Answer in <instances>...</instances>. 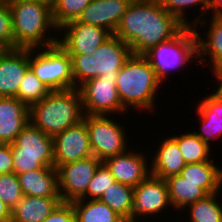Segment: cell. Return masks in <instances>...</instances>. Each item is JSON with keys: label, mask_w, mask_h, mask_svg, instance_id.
<instances>
[{"label": "cell", "mask_w": 222, "mask_h": 222, "mask_svg": "<svg viewBox=\"0 0 222 222\" xmlns=\"http://www.w3.org/2000/svg\"><path fill=\"white\" fill-rule=\"evenodd\" d=\"M184 28L160 0H132L113 35L128 44L132 54L144 55L176 37Z\"/></svg>", "instance_id": "cell-1"}, {"label": "cell", "mask_w": 222, "mask_h": 222, "mask_svg": "<svg viewBox=\"0 0 222 222\" xmlns=\"http://www.w3.org/2000/svg\"><path fill=\"white\" fill-rule=\"evenodd\" d=\"M8 5L12 15L14 48H43L58 44L59 35L55 33L59 29L53 21L51 0L18 1Z\"/></svg>", "instance_id": "cell-2"}, {"label": "cell", "mask_w": 222, "mask_h": 222, "mask_svg": "<svg viewBox=\"0 0 222 222\" xmlns=\"http://www.w3.org/2000/svg\"><path fill=\"white\" fill-rule=\"evenodd\" d=\"M165 85L144 55L131 54L117 73L116 87L122 106L151 114L156 110L158 89ZM157 95V96H156Z\"/></svg>", "instance_id": "cell-3"}, {"label": "cell", "mask_w": 222, "mask_h": 222, "mask_svg": "<svg viewBox=\"0 0 222 222\" xmlns=\"http://www.w3.org/2000/svg\"><path fill=\"white\" fill-rule=\"evenodd\" d=\"M81 95L78 88L51 91L45 98L30 106V123L54 137L84 118Z\"/></svg>", "instance_id": "cell-4"}, {"label": "cell", "mask_w": 222, "mask_h": 222, "mask_svg": "<svg viewBox=\"0 0 222 222\" xmlns=\"http://www.w3.org/2000/svg\"><path fill=\"white\" fill-rule=\"evenodd\" d=\"M132 54L128 44L114 35L110 36L92 55L69 54L75 88L85 81L106 76H117L125 61Z\"/></svg>", "instance_id": "cell-5"}, {"label": "cell", "mask_w": 222, "mask_h": 222, "mask_svg": "<svg viewBox=\"0 0 222 222\" xmlns=\"http://www.w3.org/2000/svg\"><path fill=\"white\" fill-rule=\"evenodd\" d=\"M144 56L155 70L157 77L165 83L168 76L175 71L180 72L194 61L197 62V40L193 27H185L176 37L160 43Z\"/></svg>", "instance_id": "cell-6"}, {"label": "cell", "mask_w": 222, "mask_h": 222, "mask_svg": "<svg viewBox=\"0 0 222 222\" xmlns=\"http://www.w3.org/2000/svg\"><path fill=\"white\" fill-rule=\"evenodd\" d=\"M29 68L50 91L75 88L71 56L59 44L29 49Z\"/></svg>", "instance_id": "cell-7"}, {"label": "cell", "mask_w": 222, "mask_h": 222, "mask_svg": "<svg viewBox=\"0 0 222 222\" xmlns=\"http://www.w3.org/2000/svg\"><path fill=\"white\" fill-rule=\"evenodd\" d=\"M10 145L14 173L17 175L43 167H54L53 137L30 122Z\"/></svg>", "instance_id": "cell-8"}, {"label": "cell", "mask_w": 222, "mask_h": 222, "mask_svg": "<svg viewBox=\"0 0 222 222\" xmlns=\"http://www.w3.org/2000/svg\"><path fill=\"white\" fill-rule=\"evenodd\" d=\"M111 116L84 115L83 118L88 129L93 155L102 162L130 148L126 132L128 130Z\"/></svg>", "instance_id": "cell-9"}, {"label": "cell", "mask_w": 222, "mask_h": 222, "mask_svg": "<svg viewBox=\"0 0 222 222\" xmlns=\"http://www.w3.org/2000/svg\"><path fill=\"white\" fill-rule=\"evenodd\" d=\"M117 76L92 78L78 87L85 115H126L116 87ZM124 112V113H123Z\"/></svg>", "instance_id": "cell-10"}, {"label": "cell", "mask_w": 222, "mask_h": 222, "mask_svg": "<svg viewBox=\"0 0 222 222\" xmlns=\"http://www.w3.org/2000/svg\"><path fill=\"white\" fill-rule=\"evenodd\" d=\"M168 207L172 206L169 200L166 180L150 174L139 185L134 187L131 208L132 219L143 220L145 218L148 221L147 219L165 212L166 209H169Z\"/></svg>", "instance_id": "cell-11"}, {"label": "cell", "mask_w": 222, "mask_h": 222, "mask_svg": "<svg viewBox=\"0 0 222 222\" xmlns=\"http://www.w3.org/2000/svg\"><path fill=\"white\" fill-rule=\"evenodd\" d=\"M102 163L94 155L58 166V189L62 202H69L81 199L92 180L96 169Z\"/></svg>", "instance_id": "cell-12"}, {"label": "cell", "mask_w": 222, "mask_h": 222, "mask_svg": "<svg viewBox=\"0 0 222 222\" xmlns=\"http://www.w3.org/2000/svg\"><path fill=\"white\" fill-rule=\"evenodd\" d=\"M56 33L58 44L68 54L92 55L112 34L99 26L79 22H69ZM63 33H61V32ZM63 36V37H62Z\"/></svg>", "instance_id": "cell-13"}, {"label": "cell", "mask_w": 222, "mask_h": 222, "mask_svg": "<svg viewBox=\"0 0 222 222\" xmlns=\"http://www.w3.org/2000/svg\"><path fill=\"white\" fill-rule=\"evenodd\" d=\"M54 167L85 159L93 155L86 123L68 127L53 137Z\"/></svg>", "instance_id": "cell-14"}, {"label": "cell", "mask_w": 222, "mask_h": 222, "mask_svg": "<svg viewBox=\"0 0 222 222\" xmlns=\"http://www.w3.org/2000/svg\"><path fill=\"white\" fill-rule=\"evenodd\" d=\"M141 151H132L129 148L115 156L108 157L103 161L110 170L116 182L135 187L151 174L149 157Z\"/></svg>", "instance_id": "cell-15"}, {"label": "cell", "mask_w": 222, "mask_h": 222, "mask_svg": "<svg viewBox=\"0 0 222 222\" xmlns=\"http://www.w3.org/2000/svg\"><path fill=\"white\" fill-rule=\"evenodd\" d=\"M203 26L204 28L205 26L210 27L205 28V30L208 29L204 32L206 34L200 32V29H198L203 28ZM193 29L197 40V64L199 63L200 67L201 65L203 67L208 64L213 73L218 67L222 66V18H215L213 16L206 17L195 24ZM202 35L204 37H202ZM207 57L210 58L209 61L206 59Z\"/></svg>", "instance_id": "cell-16"}, {"label": "cell", "mask_w": 222, "mask_h": 222, "mask_svg": "<svg viewBox=\"0 0 222 222\" xmlns=\"http://www.w3.org/2000/svg\"><path fill=\"white\" fill-rule=\"evenodd\" d=\"M29 69V49H4L0 53V97H16Z\"/></svg>", "instance_id": "cell-17"}, {"label": "cell", "mask_w": 222, "mask_h": 222, "mask_svg": "<svg viewBox=\"0 0 222 222\" xmlns=\"http://www.w3.org/2000/svg\"><path fill=\"white\" fill-rule=\"evenodd\" d=\"M131 2L132 0H92L78 21L102 27L113 35Z\"/></svg>", "instance_id": "cell-18"}, {"label": "cell", "mask_w": 222, "mask_h": 222, "mask_svg": "<svg viewBox=\"0 0 222 222\" xmlns=\"http://www.w3.org/2000/svg\"><path fill=\"white\" fill-rule=\"evenodd\" d=\"M30 107L16 97H0V143L11 144L29 121Z\"/></svg>", "instance_id": "cell-19"}, {"label": "cell", "mask_w": 222, "mask_h": 222, "mask_svg": "<svg viewBox=\"0 0 222 222\" xmlns=\"http://www.w3.org/2000/svg\"><path fill=\"white\" fill-rule=\"evenodd\" d=\"M196 116L202 122L199 131H193L203 142L212 146L210 142L222 137V95L215 91L208 94L202 100L199 99Z\"/></svg>", "instance_id": "cell-20"}, {"label": "cell", "mask_w": 222, "mask_h": 222, "mask_svg": "<svg viewBox=\"0 0 222 222\" xmlns=\"http://www.w3.org/2000/svg\"><path fill=\"white\" fill-rule=\"evenodd\" d=\"M150 161L151 174L162 179L179 175L186 165L177 142L172 137L160 141Z\"/></svg>", "instance_id": "cell-21"}, {"label": "cell", "mask_w": 222, "mask_h": 222, "mask_svg": "<svg viewBox=\"0 0 222 222\" xmlns=\"http://www.w3.org/2000/svg\"><path fill=\"white\" fill-rule=\"evenodd\" d=\"M17 176L25 196L60 197L55 167H43Z\"/></svg>", "instance_id": "cell-22"}, {"label": "cell", "mask_w": 222, "mask_h": 222, "mask_svg": "<svg viewBox=\"0 0 222 222\" xmlns=\"http://www.w3.org/2000/svg\"><path fill=\"white\" fill-rule=\"evenodd\" d=\"M61 202L60 197L24 195L11 211V222H43Z\"/></svg>", "instance_id": "cell-23"}, {"label": "cell", "mask_w": 222, "mask_h": 222, "mask_svg": "<svg viewBox=\"0 0 222 222\" xmlns=\"http://www.w3.org/2000/svg\"><path fill=\"white\" fill-rule=\"evenodd\" d=\"M165 180L173 211L178 209L177 211L182 212L187 205L195 203L208 195L202 188V182L187 181L180 174Z\"/></svg>", "instance_id": "cell-24"}, {"label": "cell", "mask_w": 222, "mask_h": 222, "mask_svg": "<svg viewBox=\"0 0 222 222\" xmlns=\"http://www.w3.org/2000/svg\"><path fill=\"white\" fill-rule=\"evenodd\" d=\"M215 160L188 163L180 175L187 181L202 182V188L212 194L222 190V168L214 162Z\"/></svg>", "instance_id": "cell-25"}, {"label": "cell", "mask_w": 222, "mask_h": 222, "mask_svg": "<svg viewBox=\"0 0 222 222\" xmlns=\"http://www.w3.org/2000/svg\"><path fill=\"white\" fill-rule=\"evenodd\" d=\"M76 222H121L123 218L100 200L78 199L71 202Z\"/></svg>", "instance_id": "cell-26"}, {"label": "cell", "mask_w": 222, "mask_h": 222, "mask_svg": "<svg viewBox=\"0 0 222 222\" xmlns=\"http://www.w3.org/2000/svg\"><path fill=\"white\" fill-rule=\"evenodd\" d=\"M171 137L177 142L186 164L212 160L211 146L203 142L193 131Z\"/></svg>", "instance_id": "cell-27"}, {"label": "cell", "mask_w": 222, "mask_h": 222, "mask_svg": "<svg viewBox=\"0 0 222 222\" xmlns=\"http://www.w3.org/2000/svg\"><path fill=\"white\" fill-rule=\"evenodd\" d=\"M134 197V188L120 182L113 183L104 191L100 201L123 219L131 218V208Z\"/></svg>", "instance_id": "cell-28"}, {"label": "cell", "mask_w": 222, "mask_h": 222, "mask_svg": "<svg viewBox=\"0 0 222 222\" xmlns=\"http://www.w3.org/2000/svg\"><path fill=\"white\" fill-rule=\"evenodd\" d=\"M221 193L208 194L195 203L187 205L183 210H188L189 213L185 215H188L189 222H222V202L219 203L217 200L222 196Z\"/></svg>", "instance_id": "cell-29"}, {"label": "cell", "mask_w": 222, "mask_h": 222, "mask_svg": "<svg viewBox=\"0 0 222 222\" xmlns=\"http://www.w3.org/2000/svg\"><path fill=\"white\" fill-rule=\"evenodd\" d=\"M163 8L175 16L185 27H194L195 24L200 22L202 19H205L207 15L209 16V8L211 5V0H160ZM201 4V5H200ZM197 6V7H196ZM200 6V13L197 15L196 19L191 20L187 19L186 11L190 9H198ZM195 7V8H194ZM190 8V9H189ZM206 15V16H205Z\"/></svg>", "instance_id": "cell-30"}, {"label": "cell", "mask_w": 222, "mask_h": 222, "mask_svg": "<svg viewBox=\"0 0 222 222\" xmlns=\"http://www.w3.org/2000/svg\"><path fill=\"white\" fill-rule=\"evenodd\" d=\"M92 0H51L52 17L60 29L65 24L78 20L83 10Z\"/></svg>", "instance_id": "cell-31"}, {"label": "cell", "mask_w": 222, "mask_h": 222, "mask_svg": "<svg viewBox=\"0 0 222 222\" xmlns=\"http://www.w3.org/2000/svg\"><path fill=\"white\" fill-rule=\"evenodd\" d=\"M50 92L49 88L29 68L20 83L16 98L30 107L45 98Z\"/></svg>", "instance_id": "cell-32"}, {"label": "cell", "mask_w": 222, "mask_h": 222, "mask_svg": "<svg viewBox=\"0 0 222 222\" xmlns=\"http://www.w3.org/2000/svg\"><path fill=\"white\" fill-rule=\"evenodd\" d=\"M23 196L16 173L0 174V198L11 211Z\"/></svg>", "instance_id": "cell-33"}, {"label": "cell", "mask_w": 222, "mask_h": 222, "mask_svg": "<svg viewBox=\"0 0 222 222\" xmlns=\"http://www.w3.org/2000/svg\"><path fill=\"white\" fill-rule=\"evenodd\" d=\"M116 180L110 170L102 162L88 184L85 195L81 199L99 200L104 193Z\"/></svg>", "instance_id": "cell-34"}, {"label": "cell", "mask_w": 222, "mask_h": 222, "mask_svg": "<svg viewBox=\"0 0 222 222\" xmlns=\"http://www.w3.org/2000/svg\"><path fill=\"white\" fill-rule=\"evenodd\" d=\"M0 45L4 49H14L12 15L5 0H0Z\"/></svg>", "instance_id": "cell-35"}, {"label": "cell", "mask_w": 222, "mask_h": 222, "mask_svg": "<svg viewBox=\"0 0 222 222\" xmlns=\"http://www.w3.org/2000/svg\"><path fill=\"white\" fill-rule=\"evenodd\" d=\"M43 222H76L74 207L69 202H61Z\"/></svg>", "instance_id": "cell-36"}, {"label": "cell", "mask_w": 222, "mask_h": 222, "mask_svg": "<svg viewBox=\"0 0 222 222\" xmlns=\"http://www.w3.org/2000/svg\"><path fill=\"white\" fill-rule=\"evenodd\" d=\"M13 172L14 167L11 145L0 143V174Z\"/></svg>", "instance_id": "cell-37"}, {"label": "cell", "mask_w": 222, "mask_h": 222, "mask_svg": "<svg viewBox=\"0 0 222 222\" xmlns=\"http://www.w3.org/2000/svg\"><path fill=\"white\" fill-rule=\"evenodd\" d=\"M209 13L215 18H222V0H211Z\"/></svg>", "instance_id": "cell-38"}, {"label": "cell", "mask_w": 222, "mask_h": 222, "mask_svg": "<svg viewBox=\"0 0 222 222\" xmlns=\"http://www.w3.org/2000/svg\"><path fill=\"white\" fill-rule=\"evenodd\" d=\"M0 222H11V210L0 198Z\"/></svg>", "instance_id": "cell-39"}, {"label": "cell", "mask_w": 222, "mask_h": 222, "mask_svg": "<svg viewBox=\"0 0 222 222\" xmlns=\"http://www.w3.org/2000/svg\"><path fill=\"white\" fill-rule=\"evenodd\" d=\"M216 79V83L219 85H217L218 88L214 89V91L219 94L222 95V66L218 67L212 74Z\"/></svg>", "instance_id": "cell-40"}, {"label": "cell", "mask_w": 222, "mask_h": 222, "mask_svg": "<svg viewBox=\"0 0 222 222\" xmlns=\"http://www.w3.org/2000/svg\"><path fill=\"white\" fill-rule=\"evenodd\" d=\"M121 222H145V220L129 218V219H123Z\"/></svg>", "instance_id": "cell-41"}, {"label": "cell", "mask_w": 222, "mask_h": 222, "mask_svg": "<svg viewBox=\"0 0 222 222\" xmlns=\"http://www.w3.org/2000/svg\"><path fill=\"white\" fill-rule=\"evenodd\" d=\"M5 1L8 2V3H11V2L27 1V0H5Z\"/></svg>", "instance_id": "cell-42"}, {"label": "cell", "mask_w": 222, "mask_h": 222, "mask_svg": "<svg viewBox=\"0 0 222 222\" xmlns=\"http://www.w3.org/2000/svg\"><path fill=\"white\" fill-rule=\"evenodd\" d=\"M4 50V48L0 45V53Z\"/></svg>", "instance_id": "cell-43"}]
</instances>
